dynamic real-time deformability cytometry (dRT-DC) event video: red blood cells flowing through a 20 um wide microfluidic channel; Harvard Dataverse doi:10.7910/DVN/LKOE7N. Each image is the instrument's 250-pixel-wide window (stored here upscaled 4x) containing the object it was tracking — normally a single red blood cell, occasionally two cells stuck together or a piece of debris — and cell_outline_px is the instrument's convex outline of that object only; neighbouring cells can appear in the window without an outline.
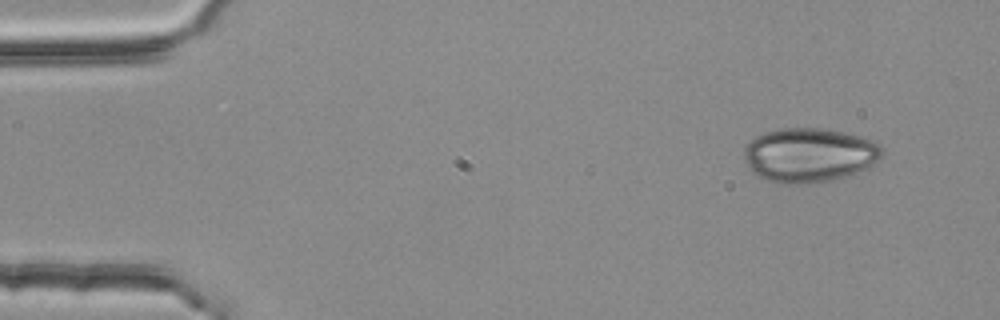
{"species": "common noctule bat (a hibernating species)", "species_latin": "Nyctalus noctula", "temperature_condition": "room temperature", "stored_images_in_passage": 3, "camera_frame_rate_fps": 3000, "um_per_image_px": 0.085, "animal": {"sex": "female", "body_mass_g": 25.1}, "frame": {"image": 1, "passage_image": 1, "time_ms": 0.0, "image_size_px": [1000, 320], "cell_outline_px": [[884, 152], [872, 164], [852, 176], [840, 180], [804, 184], [780, 184], [764, 180], [756, 176], [748, 168], [744, 160], [744, 144], [756, 136], [780, 128], [820, 128], [844, 132], [860, 136], [872, 140]], "centroid_in_image_um": [68.74, 13.21], "position_along_channel_um": 16.3, "area_um2": 44.27}}